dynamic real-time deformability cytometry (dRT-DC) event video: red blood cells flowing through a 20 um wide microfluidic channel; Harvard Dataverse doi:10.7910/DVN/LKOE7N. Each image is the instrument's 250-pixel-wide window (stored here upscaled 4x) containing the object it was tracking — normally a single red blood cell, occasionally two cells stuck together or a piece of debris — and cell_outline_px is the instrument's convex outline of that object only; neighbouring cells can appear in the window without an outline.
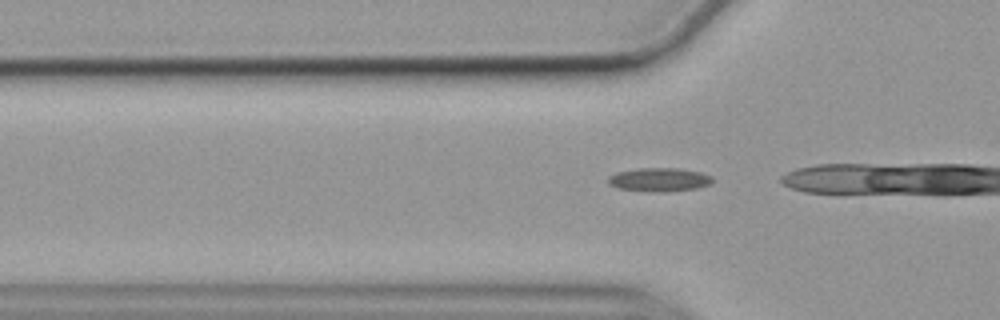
{"species": "common noctule bat (a hibernating species)", "species_latin": "Nyctalus noctula", "temperature_condition": "cold", "stored_images_in_passage": 39, "camera_frame_rate_fps": 3000, "um_per_image_px": 0.085, "animal": {"sex": "female", "body_mass_g": 19.9}, "frame": {"image": 1, "passage_image": 13, "time_ms": 4.0, "image_size_px": [1000, 320], "cell_outline_px": [[712, 184], [696, 188], [668, 192], [648, 192], [616, 188], [608, 184], [608, 176], [616, 172], [640, 168], [680, 168], [700, 172], [712, 176]], "centroid_in_image_um": [56.02, 15.28], "position_along_channel_um": 69.8, "area_um2": 14.62}}